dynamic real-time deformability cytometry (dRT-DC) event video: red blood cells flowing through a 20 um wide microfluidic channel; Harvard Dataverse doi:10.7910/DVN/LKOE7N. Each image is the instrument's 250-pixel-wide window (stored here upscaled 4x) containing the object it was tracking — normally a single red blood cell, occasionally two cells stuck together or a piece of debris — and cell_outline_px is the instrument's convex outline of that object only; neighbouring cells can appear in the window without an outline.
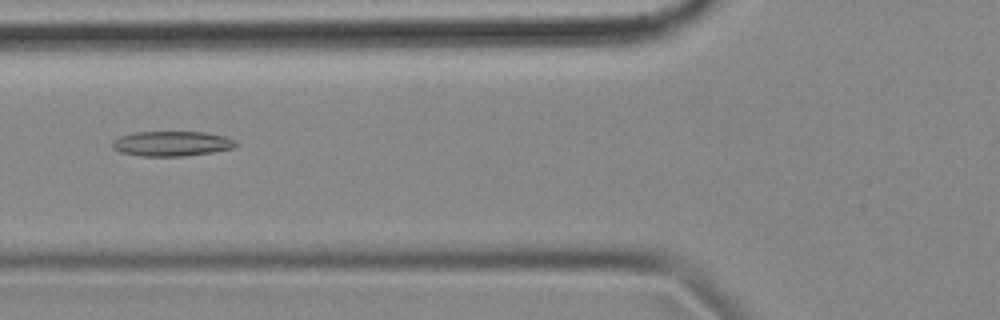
{"species": "common noctule bat (a hibernating species)", "species_latin": "Nyctalus noctula", "temperature_condition": "cold", "stored_images_in_passage": 8, "camera_frame_rate_fps": 3000, "um_per_image_px": 0.085, "animal": {"sex": "female", "body_mass_g": 18.4}, "frame": {"image": 1, "passage_image": 6, "time_ms": 1.667, "image_size_px": [1000, 320], "cell_outline_px": [[240, 144], [236, 148], [212, 152], [184, 156], [140, 156], [120, 152], [112, 148], [112, 140], [120, 136], [132, 132], [204, 132], [224, 136], [236, 140]], "centroid_in_image_um": [14.62, 12.21], "position_along_channel_um": 111.2, "area_um2": 18.21}}
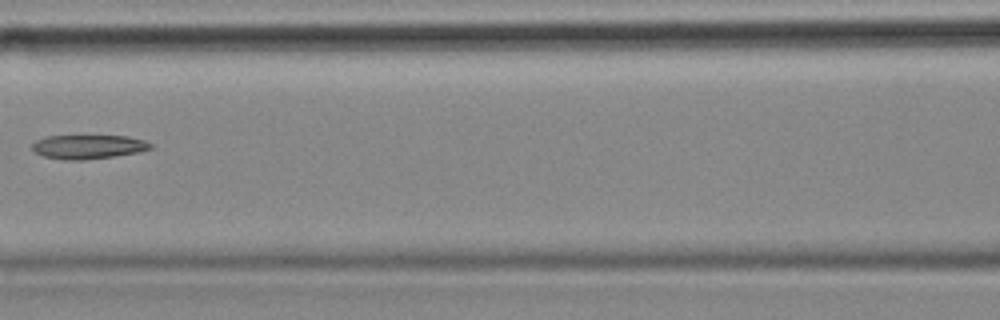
{"frame": {"image": 2, "passage_image": 7, "time_ms": 2.0, "image_size_px": [1000, 320], "cell_outline_px": [[152, 148], [136, 152], [112, 156], [84, 160], [64, 160], [44, 156], [36, 152], [32, 148], [32, 144], [36, 140], [48, 136], [128, 136], [144, 140], [152, 144]], "centroid_in_image_um": [7.49, 12.47], "position_along_channel_um": 159.1, "area_um2": 16.36}}
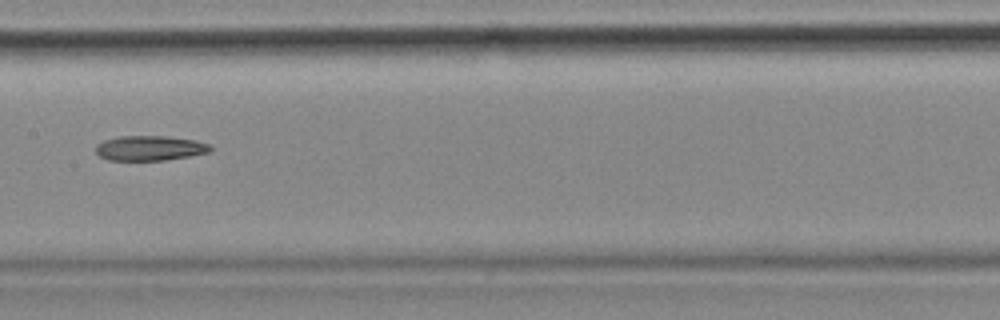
{"frame": {"image": 3, "passage_image": 8, "time_ms": 2.333, "image_size_px": [1000, 320], "cell_outline_px": [[212, 148], [208, 152], [188, 156], [164, 160], [108, 160], [100, 156], [96, 152], [96, 144], [104, 140], [120, 136], [168, 136], [196, 140], [208, 144]], "centroid_in_image_um": [12.71, 12.58], "position_along_channel_um": 194.7, "area_um2": 16.53}}